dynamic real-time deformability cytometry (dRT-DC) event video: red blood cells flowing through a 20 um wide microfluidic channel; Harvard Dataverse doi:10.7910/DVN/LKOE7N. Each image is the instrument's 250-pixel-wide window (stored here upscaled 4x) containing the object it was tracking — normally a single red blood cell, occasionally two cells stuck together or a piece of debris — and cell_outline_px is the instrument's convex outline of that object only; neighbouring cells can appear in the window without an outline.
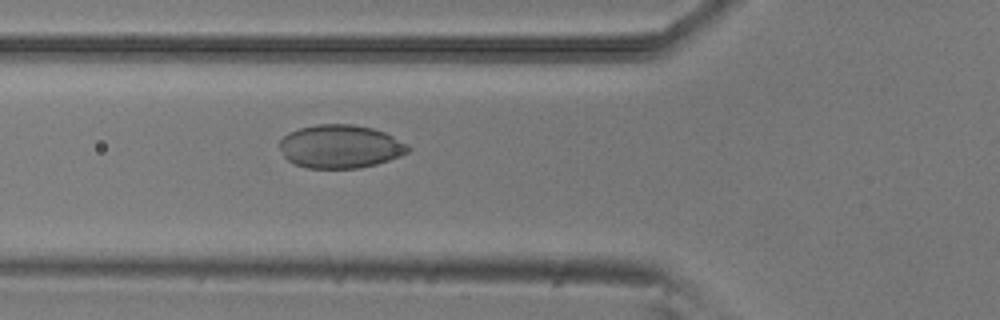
{"species": "common noctule bat (a hibernating species)", "species_latin": "Nyctalus noctula", "temperature_condition": "room temperature", "stored_images_in_passage": 51, "camera_frame_rate_fps": 3000, "um_per_image_px": 0.085, "animal": {"sex": "male", "body_mass_g": 20.5, "forearm_length_mm": 52.5}, "frame": {"image": 1, "passage_image": 18, "time_ms": 5.667, "image_size_px": [1000, 320], "cell_outline_px": [[412, 148], [408, 152], [400, 156], [376, 164], [360, 168], [308, 168], [296, 164], [288, 160], [284, 156], [280, 148], [280, 140], [288, 132], [300, 128], [316, 124], [352, 124], [372, 128], [384, 132], [408, 144]], "centroid_in_image_um": [28.93, 12.45], "position_along_channel_um": 96.9, "area_um2": 32.43}}
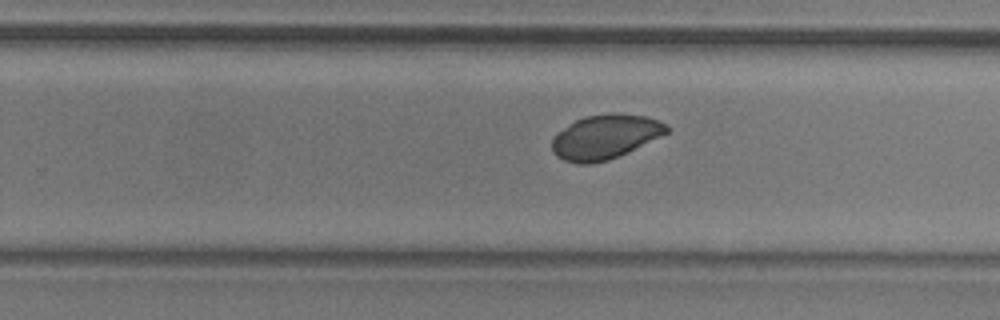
{"frame": {"image": 2, "passage_image": 32, "time_ms": 10.333, "image_size_px": [1000, 320], "cell_outline_px": [[672, 128], [668, 132], [608, 160], [592, 164], [576, 164], [564, 160], [556, 156], [552, 152], [552, 136], [556, 132], [576, 120], [584, 116], [612, 112], [644, 116], [656, 120]], "centroid_in_image_um": [51.36, 11.63], "position_along_channel_um": 278.4, "area_um2": 29.48}}
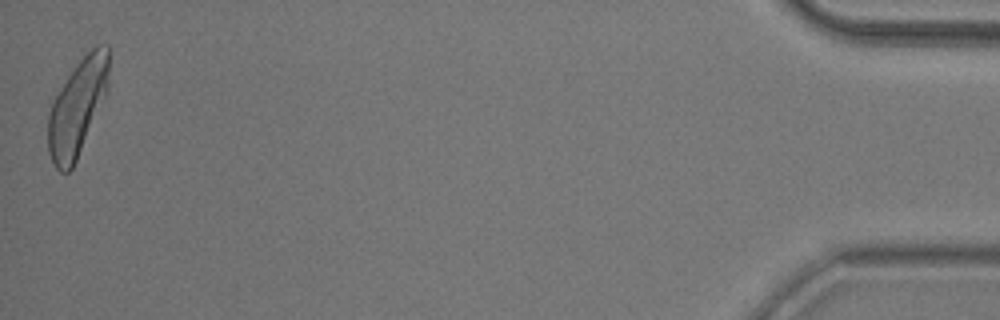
{"frame": {"image": 3, "passage_image": 51, "time_ms": 16.667, "image_size_px": [1000, 320], "cell_outline_px": [[108, 84], [104, 96], [76, 160], [72, 168], [68, 172], [60, 172], [56, 168], [48, 152], [48, 116], [52, 104], [56, 96], [68, 76], [80, 60], [92, 48], [100, 44], [108, 44]], "centroid_in_image_um": [6.56, 9.14], "position_along_channel_um": 428.6, "area_um2": 32.95}}